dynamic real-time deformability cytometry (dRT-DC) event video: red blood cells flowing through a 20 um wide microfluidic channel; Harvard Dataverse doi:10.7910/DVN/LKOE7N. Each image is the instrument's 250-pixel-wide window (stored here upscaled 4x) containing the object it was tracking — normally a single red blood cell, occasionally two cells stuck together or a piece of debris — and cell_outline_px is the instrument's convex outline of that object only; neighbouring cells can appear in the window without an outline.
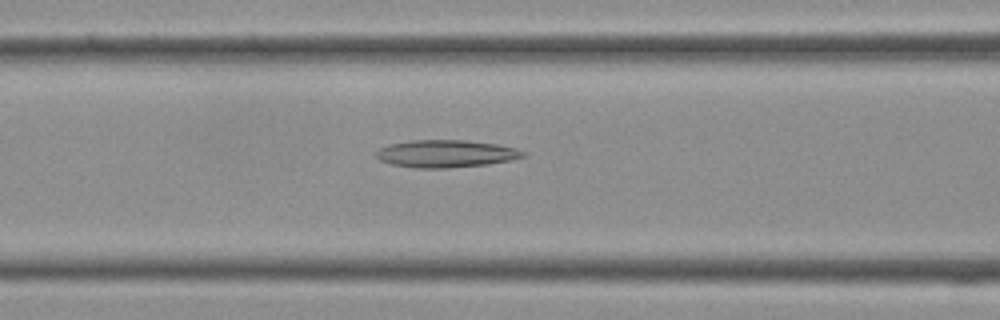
{"species": "Egyptian fruit bat (a non-hibernating species)", "species_latin": "Rousettus aegyptiacus", "temperature_condition": "cold", "stored_images_in_passage": 19, "camera_frame_rate_fps": 3000, "um_per_image_px": 0.085, "frame": {"image": 1, "passage_image": 4, "time_ms": 1.0, "image_size_px": [1000, 320], "cell_outline_px": [[528, 152], [524, 156], [512, 160], [488, 164], [448, 168], [416, 168], [392, 164], [380, 160], [376, 156], [376, 152], [380, 148], [388, 144], [412, 140], [464, 140], [496, 144], [516, 148]], "centroid_in_image_um": [37.92, 13.06], "position_along_channel_um": 128.7, "area_um2": 23.52}}
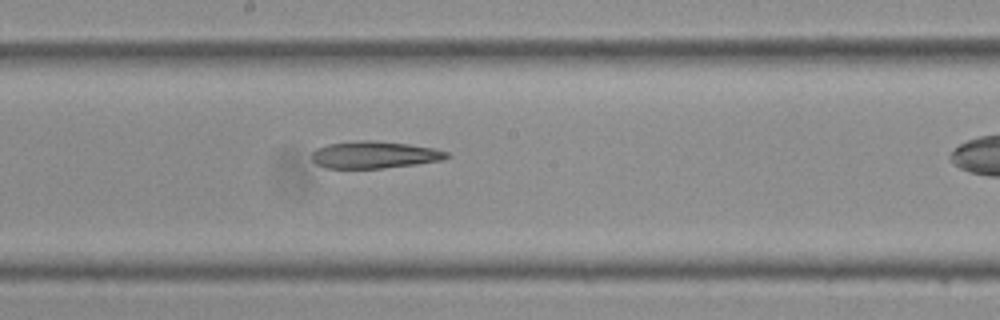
{"frame": {"image": 2, "passage_image": 9, "time_ms": 2.667, "image_size_px": [1000, 320], "cell_outline_px": [[452, 156], [440, 160], [416, 164], [384, 168], [324, 168], [316, 164], [312, 160], [312, 152], [316, 148], [328, 144], [360, 140], [372, 140], [408, 144], [432, 148], [448, 152]], "centroid_in_image_um": [31.8, 13.16], "position_along_channel_um": 216.4, "area_um2": 21.27}}
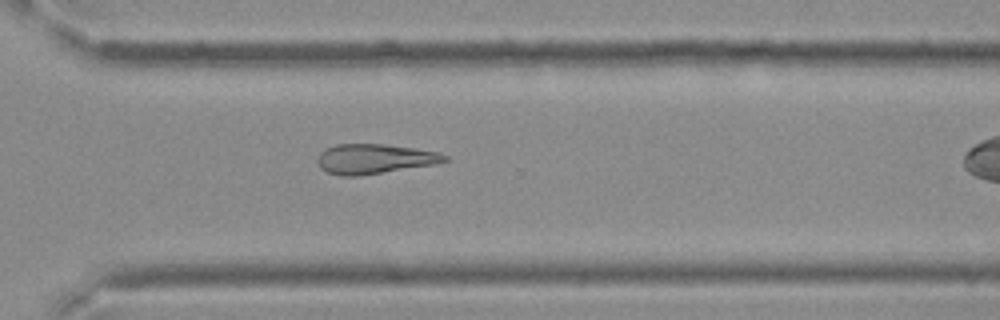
{"frame": {"image": 3, "passage_image": 16, "time_ms": 5.0, "image_size_px": [1000, 320], "cell_outline_px": [[448, 160], [436, 164], [360, 176], [340, 176], [328, 172], [320, 168], [316, 160], [320, 152], [324, 148], [336, 144], [384, 144], [412, 148], [436, 152], [448, 156]], "centroid_in_image_um": [31.78, 13.51], "position_along_channel_um": 338.8, "area_um2": 22.14}}